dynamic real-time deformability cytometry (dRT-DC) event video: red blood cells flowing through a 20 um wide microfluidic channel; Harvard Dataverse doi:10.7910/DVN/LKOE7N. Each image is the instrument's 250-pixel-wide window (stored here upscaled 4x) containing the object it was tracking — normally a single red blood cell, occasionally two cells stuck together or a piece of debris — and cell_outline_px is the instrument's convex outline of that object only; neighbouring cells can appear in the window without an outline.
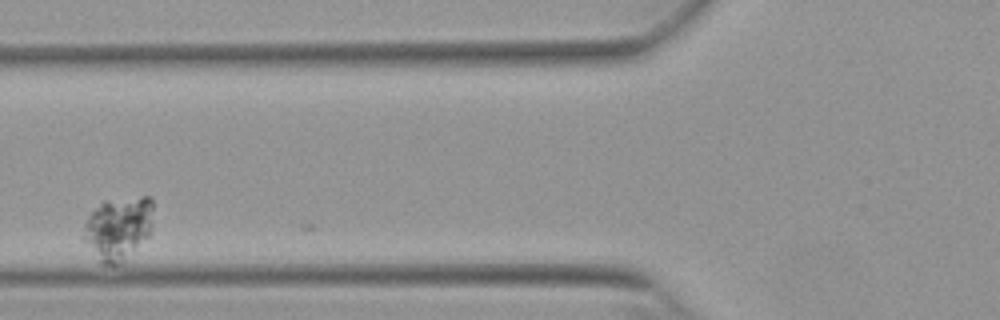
{"species": "Egyptian fruit bat (a non-hibernating species)", "species_latin": "Rousettus aegyptiacus", "temperature_condition": "warm", "stored_images_in_passage": 6, "camera_frame_rate_fps": 3000, "um_per_image_px": 0.085, "animal": {"sex": "female"}, "frame": {"image": 1, "passage_image": 5, "time_ms": 1.333, "image_size_px": [1000, 320], "cell_outline_px": [[152, 232], [124, 264], [100, 264], [84, 236], [84, 224], [88, 216], [104, 200], [140, 196], [152, 196]], "centroid_in_image_um": [10.1, 19.4], "position_along_channel_um": 115.7, "area_um2": 25.95}}